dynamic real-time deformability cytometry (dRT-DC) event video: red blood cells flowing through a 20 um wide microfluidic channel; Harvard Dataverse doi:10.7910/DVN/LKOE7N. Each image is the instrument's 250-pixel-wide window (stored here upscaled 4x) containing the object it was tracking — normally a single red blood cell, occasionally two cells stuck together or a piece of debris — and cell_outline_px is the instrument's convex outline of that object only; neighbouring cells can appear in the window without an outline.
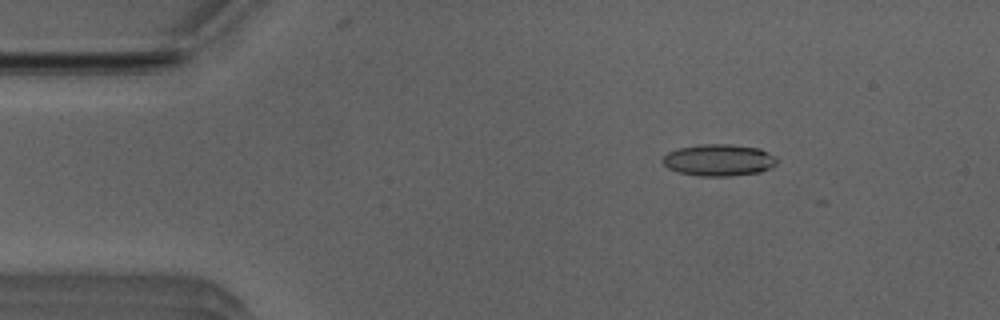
{"species": "Egyptian fruit bat (a non-hibernating species)", "species_latin": "Rousettus aegyptiacus", "temperature_condition": "room temperature", "stored_images_in_passage": 10, "camera_frame_rate_fps": 3000, "um_per_image_px": 0.085, "animal": {"sex": "male"}, "frame": {"image": 1, "passage_image": 6, "time_ms": 1.667, "image_size_px": [1000, 320], "cell_outline_px": [[776, 164], [760, 172], [728, 176], [700, 176], [676, 172], [668, 168], [660, 160], [668, 152], [680, 148], [700, 144], [732, 144], [760, 148], [772, 156], [776, 160]], "centroid_in_image_um": [61.05, 13.61], "position_along_channel_um": 24.0, "area_um2": 21.04}}